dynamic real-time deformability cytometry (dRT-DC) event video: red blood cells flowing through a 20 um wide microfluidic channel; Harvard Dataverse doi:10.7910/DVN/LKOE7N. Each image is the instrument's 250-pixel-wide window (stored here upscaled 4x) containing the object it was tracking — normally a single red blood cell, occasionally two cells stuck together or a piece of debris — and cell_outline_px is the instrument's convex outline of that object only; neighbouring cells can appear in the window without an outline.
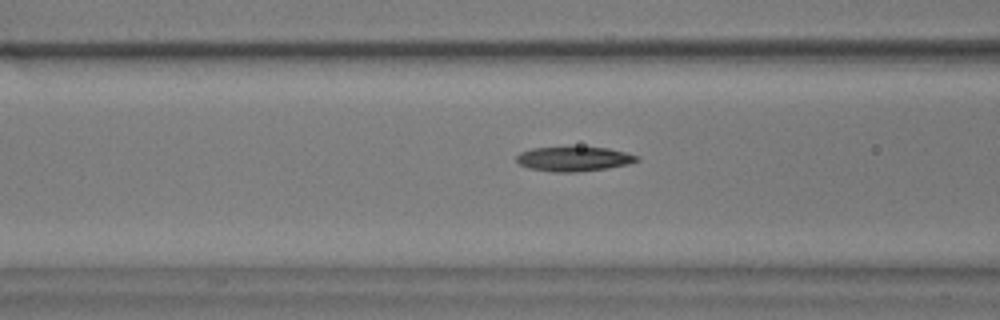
{"species": "common noctule bat (a hibernating species)", "species_latin": "Nyctalus noctula", "temperature_condition": "warm", "stored_images_in_passage": 38, "camera_frame_rate_fps": 3000, "um_per_image_px": 0.085, "animal": {"sex": "male", "body_mass_g": 17.9}, "frame": {"image": 1, "passage_image": 5, "time_ms": 1.333, "image_size_px": [1000, 320], "cell_outline_px": [[640, 160], [628, 164], [608, 168], [576, 172], [552, 172], [528, 168], [520, 164], [516, 160], [516, 156], [520, 152], [532, 148], [608, 148], [640, 156]], "centroid_in_image_um": [48.78, 13.52], "position_along_channel_um": 117.8, "area_um2": 17.05}}
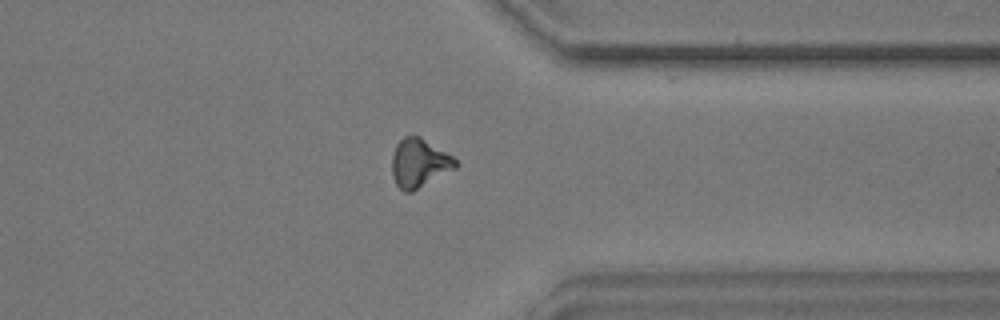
{"frame": {"image": 2, "passage_image": 27, "time_ms": 8.667, "image_size_px": [1000, 320], "cell_outline_px": [[456, 168], [412, 192], [404, 192], [396, 184], [392, 176], [392, 156], [396, 144], [404, 136], [420, 136], [452, 156], [456, 160]], "centroid_in_image_um": [35.61, 13.87], "position_along_channel_um": 375.8, "area_um2": 17.92}}
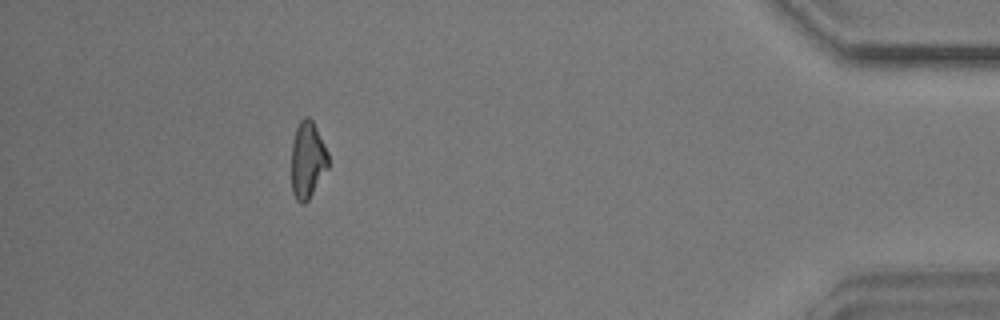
{"frame": {"image": 3, "passage_image": 34, "time_ms": 11.0, "image_size_px": [1000, 320], "cell_outline_px": [[328, 168], [308, 200], [304, 204], [300, 204], [296, 200], [292, 192], [292, 144], [296, 128], [300, 120], [304, 116], [308, 116], [312, 120], [328, 152]], "centroid_in_image_um": [26.14, 13.6], "position_along_channel_um": 409.1, "area_um2": 16.42}}